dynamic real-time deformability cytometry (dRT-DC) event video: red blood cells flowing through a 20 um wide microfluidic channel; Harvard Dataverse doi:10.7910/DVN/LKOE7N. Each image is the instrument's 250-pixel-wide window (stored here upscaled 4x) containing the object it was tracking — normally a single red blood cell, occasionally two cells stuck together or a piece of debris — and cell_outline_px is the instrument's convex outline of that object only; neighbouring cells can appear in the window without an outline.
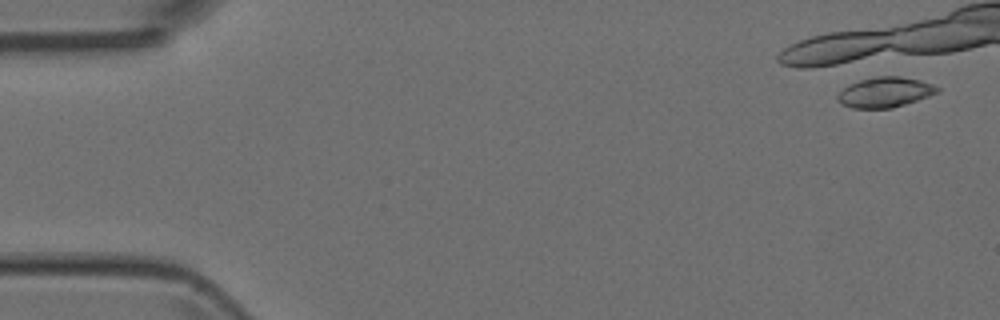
{"species": "Egyptian fruit bat (a non-hibernating species)", "species_latin": "Rousettus aegyptiacus", "temperature_condition": "room temperature", "stored_images_in_passage": 2, "camera_frame_rate_fps": 3000, "um_per_image_px": 0.085, "animal": {"sex": "female"}, "frame": {"image": 1, "passage_image": 2, "time_ms": 0.333, "image_size_px": [1000, 320], "cell_outline_px": [[940, 92], [892, 108], [852, 108], [840, 104], [836, 96], [848, 84], [860, 80], [876, 76], [900, 76], [920, 80], [932, 84], [940, 88]], "centroid_in_image_um": [75.21, 7.83], "position_along_channel_um": 9.8, "area_um2": 17.51}}